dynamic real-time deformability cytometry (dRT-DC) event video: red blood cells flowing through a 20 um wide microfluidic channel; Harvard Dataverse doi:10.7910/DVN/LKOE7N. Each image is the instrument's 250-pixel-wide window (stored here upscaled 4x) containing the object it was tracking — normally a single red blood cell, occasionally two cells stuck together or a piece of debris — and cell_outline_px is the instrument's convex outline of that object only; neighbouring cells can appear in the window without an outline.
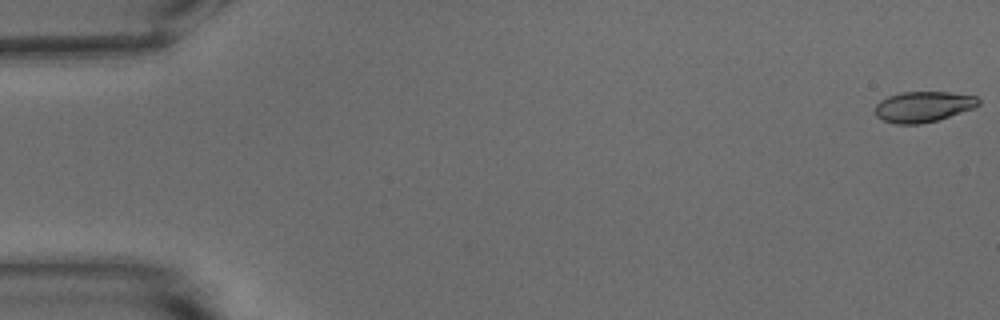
{"species": "common noctule bat (a hibernating species)", "species_latin": "Nyctalus noctula", "temperature_condition": "warm", "stored_images_in_passage": 55, "camera_frame_rate_fps": 3000, "um_per_image_px": 0.085, "animal": {"sex": "male", "body_mass_g": 15.6}, "frame": {"image": 1, "passage_image": 1, "time_ms": 0.0, "image_size_px": [1000, 320], "cell_outline_px": [[980, 104], [972, 108], [936, 120], [920, 124], [896, 124], [884, 120], [876, 116], [876, 104], [880, 100], [888, 96], [900, 92], [948, 92], [976, 96], [980, 100]], "centroid_in_image_um": [78.45, 9.06], "position_along_channel_um": 6.5, "area_um2": 18.26}}
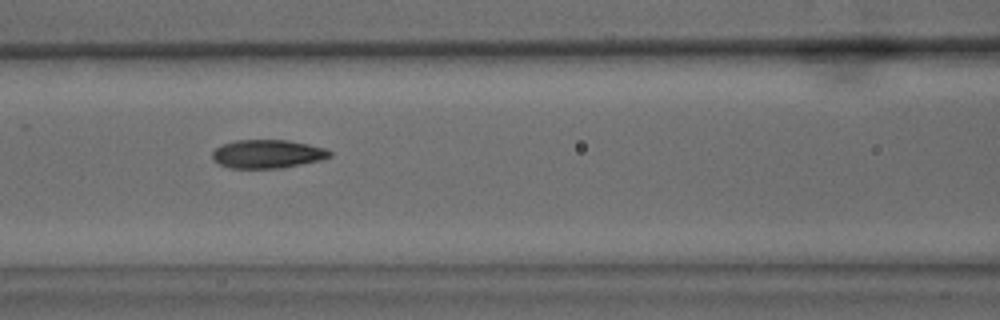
{"frame": {"image": 2, "passage_image": 24, "time_ms": 7.667, "image_size_px": [1000, 320], "cell_outline_px": [[332, 156], [320, 160], [280, 168], [228, 168], [212, 160], [212, 152], [216, 148], [224, 144], [236, 140], [288, 140], [308, 144], [324, 148], [332, 152]], "centroid_in_image_um": [22.72, 13.08], "position_along_channel_um": 143.9, "area_um2": 19.42}}
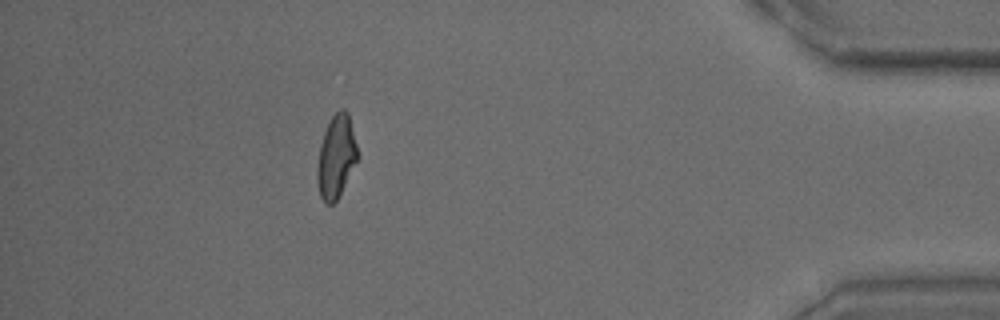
{"frame": {"image": 3, "passage_image": 49, "time_ms": 16.0, "image_size_px": [1000, 320], "cell_outline_px": [[360, 156], [336, 200], [332, 204], [324, 204], [320, 196], [316, 180], [316, 168], [320, 144], [324, 132], [332, 116], [340, 108], [344, 108], [348, 112]], "centroid_in_image_um": [28.57, 13.31], "position_along_channel_um": 406.6, "area_um2": 19.65}, "authors_computed_cell_mechanics": {"area_um2": 19.4786, "velocity_mm_per_s": 3.7433, "shape_relaxation_time_tau1_ms": 3.8536, "shape_relaxation_time_tau2_ms": 1.6005, "deformation_change_tau1": 0.1703, "deformation_change_tau2": 0.0733}}